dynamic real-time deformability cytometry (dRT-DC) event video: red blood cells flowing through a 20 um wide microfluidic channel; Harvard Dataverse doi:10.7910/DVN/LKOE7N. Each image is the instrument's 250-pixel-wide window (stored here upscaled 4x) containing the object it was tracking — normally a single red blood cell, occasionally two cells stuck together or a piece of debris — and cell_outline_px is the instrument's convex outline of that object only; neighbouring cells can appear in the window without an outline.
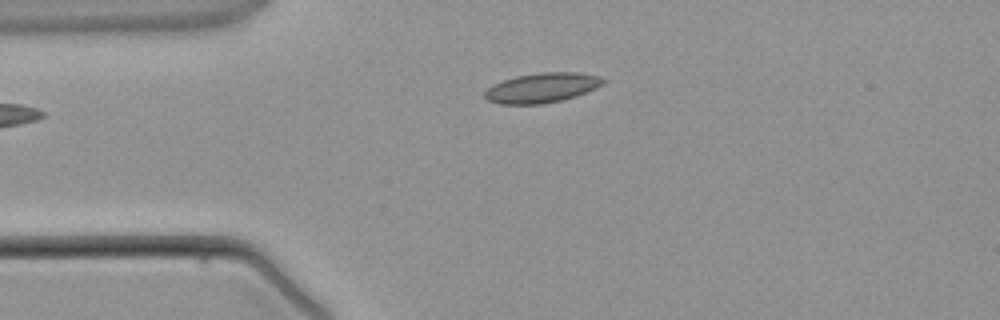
{"species": "common noctule bat (a hibernating species)", "species_latin": "Nyctalus noctula", "temperature_condition": "warm", "stored_images_in_passage": 2, "camera_frame_rate_fps": 3000, "um_per_image_px": 0.085, "animal": {"sex": "male", "body_mass_g": 21.5, "forearm_length_mm": 52.0}, "frame": {"image": 1, "passage_image": 1, "time_ms": 0.0, "image_size_px": [1000, 320], "cell_outline_px": [[608, 80], [604, 84], [596, 88], [576, 96], [560, 100], [540, 104], [500, 104], [488, 100], [484, 96], [484, 92], [492, 84], [516, 76], [540, 72], [576, 72], [600, 76]], "centroid_in_image_um": [46.09, 7.45], "position_along_channel_um": 38.9, "area_um2": 20.58}}